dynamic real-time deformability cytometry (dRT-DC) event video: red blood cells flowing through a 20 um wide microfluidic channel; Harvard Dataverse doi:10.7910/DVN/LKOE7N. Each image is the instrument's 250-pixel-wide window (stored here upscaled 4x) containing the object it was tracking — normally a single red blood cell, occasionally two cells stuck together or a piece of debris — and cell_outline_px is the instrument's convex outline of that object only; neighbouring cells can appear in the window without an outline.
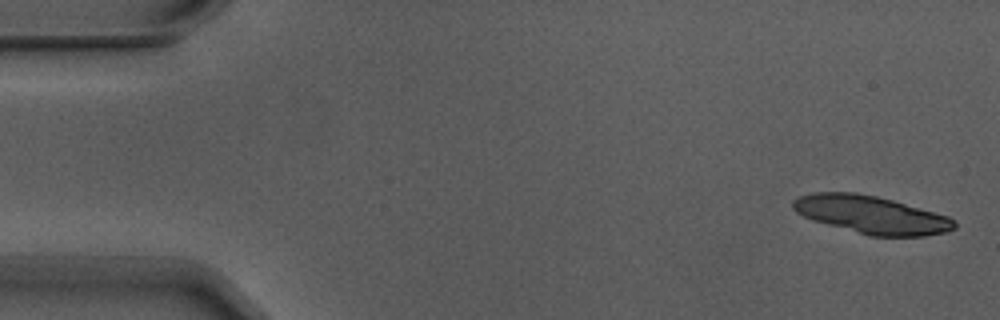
{"species": "Egyptian fruit bat (a non-hibernating species)", "species_latin": "Rousettus aegyptiacus", "temperature_condition": "warm", "stored_images_in_passage": 4, "camera_frame_rate_fps": 3000, "um_per_image_px": 0.085, "animal": {"sex": "male"}, "frame": {"image": 1, "passage_image": 1, "time_ms": 0.0, "image_size_px": [1000, 320], "cell_outline_px": [[956, 228], [948, 232], [924, 236], [868, 236], [812, 220], [796, 212], [792, 208], [792, 200], [800, 196], [816, 192], [856, 192], [876, 196], [892, 200], [948, 216], [956, 220]], "centroid_in_image_um": [74.06, 18.26], "position_along_channel_um": 10.9, "area_um2": 35.6}}